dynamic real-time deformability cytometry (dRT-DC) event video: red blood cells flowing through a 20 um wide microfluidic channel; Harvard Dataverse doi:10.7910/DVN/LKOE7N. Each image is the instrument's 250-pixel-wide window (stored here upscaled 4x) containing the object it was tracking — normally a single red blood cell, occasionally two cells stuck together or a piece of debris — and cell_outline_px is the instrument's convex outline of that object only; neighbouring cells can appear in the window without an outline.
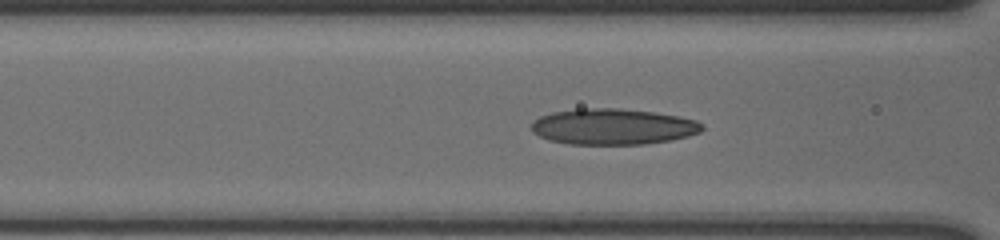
{"species": "human", "species_latin": "Homo sapiens", "temperature_condition": "cold", "stored_images_in_passage": 45, "camera_frame_rate_fps": 3000, "um_per_image_px": 0.085, "donor": {"sex": "male"}, "frame": {"image": 1, "passage_image": 20, "time_ms": 6.333, "image_size_px": [1000, 240], "cell_outline_px": [[704, 128], [700, 132], [688, 136], [672, 140], [644, 144], [568, 144], [548, 140], [532, 132], [532, 124], [540, 116], [552, 112], [576, 108], [620, 108], [652, 112], [676, 116], [696, 120], [704, 124]], "centroid_in_image_um": [52.1, 10.76], "position_along_channel_um": 114.5, "area_um2": 35.84}}
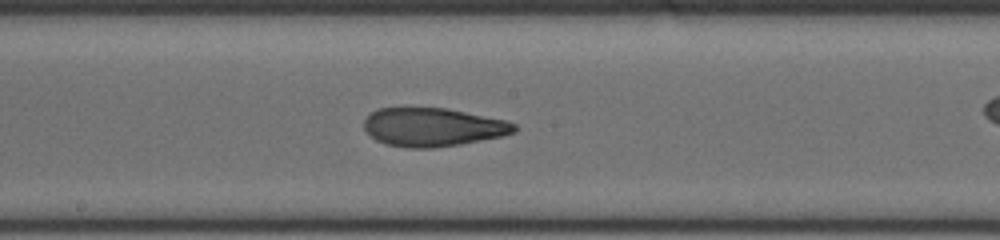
{"frame": {"image": 2, "passage_image": 28, "time_ms": 9.0, "image_size_px": [1000, 240], "cell_outline_px": [[516, 132], [504, 136], [460, 144], [432, 148], [408, 148], [384, 144], [376, 140], [364, 128], [364, 120], [372, 112], [380, 108], [444, 108], [504, 120], [516, 124]], "centroid_in_image_um": [36.79, 10.82], "position_along_channel_um": 211.4, "area_um2": 33.47}}
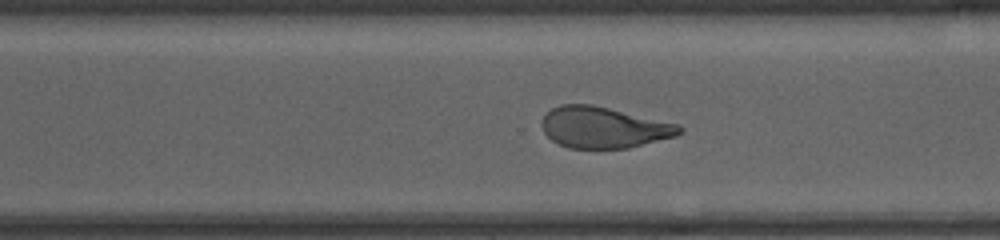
{"frame": {"image": 3, "passage_image": 37, "time_ms": 12.0, "image_size_px": [1000, 240], "cell_outline_px": [[684, 132], [676, 136], [628, 148], [568, 148], [552, 140], [544, 132], [540, 124], [544, 116], [552, 108], [560, 104], [592, 104], [680, 124], [684, 128]], "centroid_in_image_um": [51.34, 10.83], "position_along_channel_um": 319.3, "area_um2": 33.12}}